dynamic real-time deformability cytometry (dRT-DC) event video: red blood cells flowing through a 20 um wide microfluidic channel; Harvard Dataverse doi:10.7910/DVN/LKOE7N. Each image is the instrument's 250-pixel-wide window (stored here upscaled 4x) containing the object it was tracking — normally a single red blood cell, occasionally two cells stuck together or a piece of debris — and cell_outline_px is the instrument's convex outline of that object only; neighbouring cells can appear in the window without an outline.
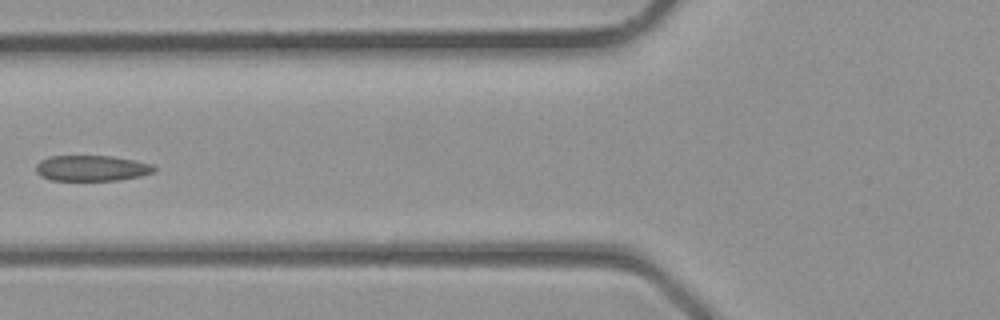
{"species": "common noctule bat (a hibernating species)", "species_latin": "Nyctalus noctula", "temperature_condition": "room temperature", "stored_images_in_passage": 4, "camera_frame_rate_fps": 3000, "um_per_image_px": 0.085, "animal": {"sex": "male", "body_mass_g": 23.1, "forearm_length_mm": 52.7}, "frame": {"image": 1, "passage_image": 4, "time_ms": 1.0, "image_size_px": [1000, 320], "cell_outline_px": [[156, 168], [152, 172], [140, 176], [116, 180], [52, 180], [40, 176], [36, 172], [36, 164], [40, 160], [48, 156], [112, 156], [152, 164]], "centroid_in_image_um": [7.74, 14.29], "position_along_channel_um": 118.1, "area_um2": 17.57}}